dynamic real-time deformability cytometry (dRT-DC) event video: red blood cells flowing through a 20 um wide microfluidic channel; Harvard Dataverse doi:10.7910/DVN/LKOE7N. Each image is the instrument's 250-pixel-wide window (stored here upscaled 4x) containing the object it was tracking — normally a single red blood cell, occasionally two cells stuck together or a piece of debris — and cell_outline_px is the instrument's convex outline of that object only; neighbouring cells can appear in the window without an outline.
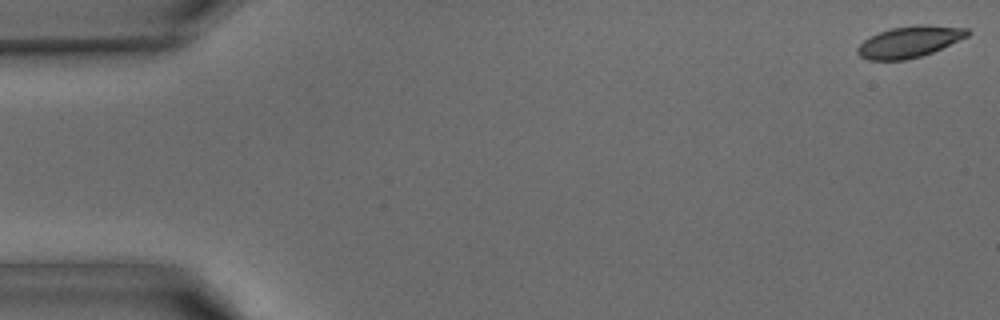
{"species": "common noctule bat (a hibernating species)", "species_latin": "Nyctalus noctula", "temperature_condition": "warm", "stored_images_in_passage": 41, "camera_frame_rate_fps": 3000, "um_per_image_px": 0.085, "animal": {"sex": "male", "body_mass_g": 15.6}, "frame": {"image": 1, "passage_image": 1, "time_ms": 0.0, "image_size_px": [1000, 320], "cell_outline_px": [[972, 32], [968, 36], [932, 52], [920, 56], [904, 60], [868, 60], [860, 56], [856, 52], [856, 48], [864, 40], [880, 32], [892, 28], [916, 24], [928, 24], [968, 28]], "centroid_in_image_um": [77.32, 3.54], "position_along_channel_um": 7.7, "area_um2": 20.06}}
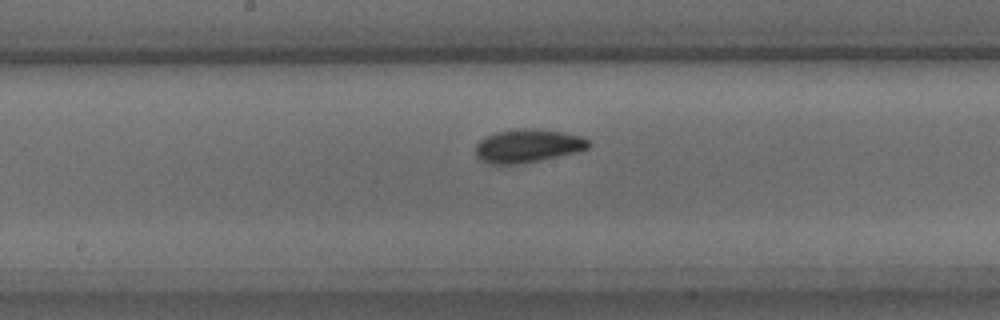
{"frame": {"image": 2, "passage_image": 22, "time_ms": 7.0, "image_size_px": [1000, 320], "cell_outline_px": [[592, 144], [588, 148], [580, 152], [520, 164], [488, 164], [480, 160], [476, 156], [476, 144], [484, 136], [496, 132], [520, 128], [528, 128], [560, 132], [580, 136], [592, 140]], "centroid_in_image_um": [44.87, 12.41], "position_along_channel_um": 203.3, "area_um2": 22.2}}
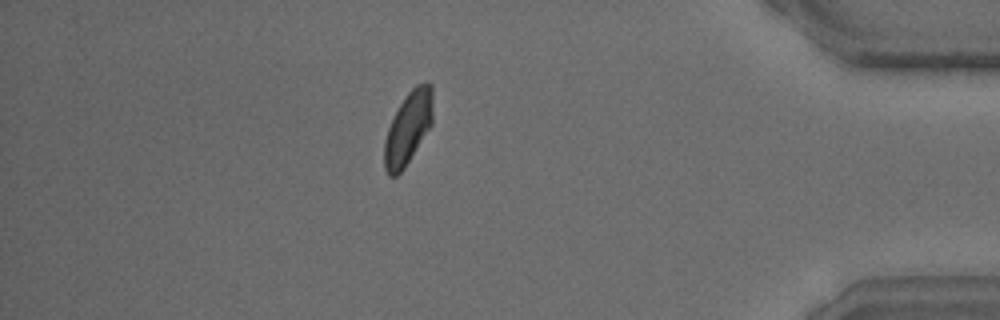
{"frame": {"image": 3, "passage_image": 37, "time_ms": 12.0, "image_size_px": [1000, 320], "cell_outline_px": [[432, 124], [404, 168], [396, 176], [388, 176], [384, 168], [384, 140], [388, 128], [404, 96], [416, 84], [432, 84]], "centroid_in_image_um": [34.67, 10.9], "position_along_channel_um": 400.5, "area_um2": 20.29}}